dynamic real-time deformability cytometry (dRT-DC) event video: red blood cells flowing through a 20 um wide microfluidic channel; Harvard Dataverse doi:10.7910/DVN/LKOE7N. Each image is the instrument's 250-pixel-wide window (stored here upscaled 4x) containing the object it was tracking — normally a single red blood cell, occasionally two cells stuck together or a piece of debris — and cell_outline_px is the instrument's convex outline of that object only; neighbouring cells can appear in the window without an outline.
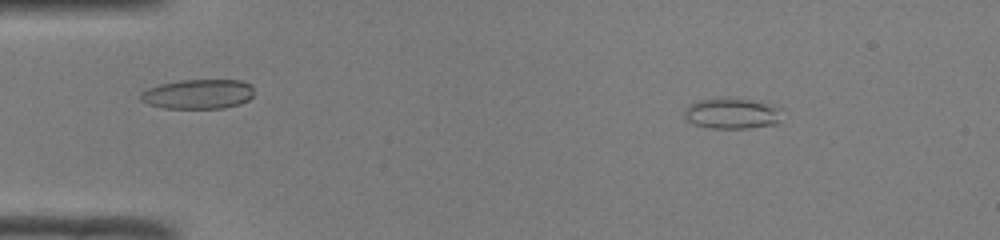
{"species": "common noctule bat (a hibernating species)", "species_latin": "Nyctalus noctula", "temperature_condition": "room temperature", "stored_images_in_passage": 44, "camera_frame_rate_fps": 3000, "um_per_image_px": 0.085, "animal": {"sex": "male", "body_mass_g": 19.0, "forearm_length_mm": 50.8}, "frame": {"image": 1, "passage_image": 2, "time_ms": 0.333, "image_size_px": [1000, 240], "cell_outline_px": [[780, 108], [776, 124], [748, 128], [708, 128], [692, 124], [684, 116], [684, 112], [688, 104], [696, 100], [752, 100]], "centroid_in_image_um": [62.13, 9.68], "position_along_channel_um": 22.9, "area_um2": 16.82}}
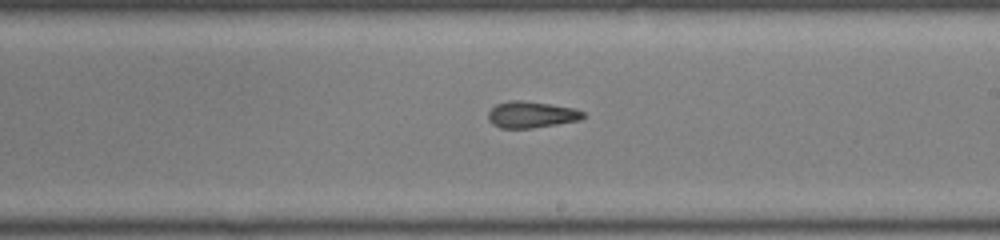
{"frame": {"image": 2, "passage_image": 24, "time_ms": 7.667, "image_size_px": [1000, 240], "cell_outline_px": [[584, 116], [580, 120], [532, 128], [500, 128], [492, 124], [488, 120], [488, 112], [496, 104], [512, 100], [520, 100], [576, 108], [584, 112]], "centroid_in_image_um": [45.15, 9.74], "position_along_channel_um": 243.9, "area_um2": 14.57}}
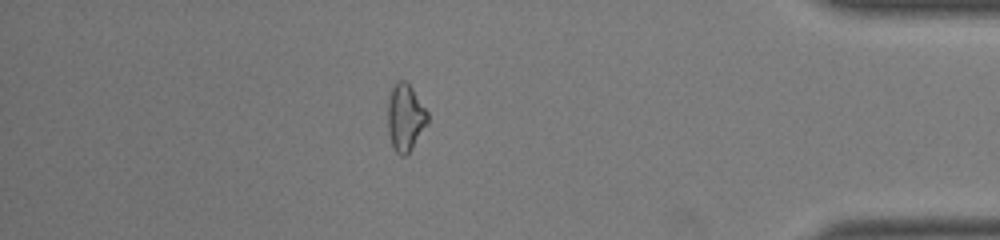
{"frame": {"image": 3, "passage_image": 38, "time_ms": 12.333, "image_size_px": [1000, 240], "cell_outline_px": [[428, 124], [412, 148], [404, 156], [400, 156], [396, 152], [392, 144], [388, 132], [388, 100], [392, 88], [396, 80], [404, 80], [412, 88], [428, 112]], "centroid_in_image_um": [34.46, 9.98], "position_along_channel_um": 400.7, "area_um2": 15.55}, "authors_computed_cell_mechanics": {"area_um2": 15.4904, "velocity_mm_per_s": 4.1303, "shape_relaxation_time_tau1_ms": null, "shape_relaxation_time_tau2_ms": 2.4978, "deformation_change_tau1": null, "deformation_change_tau2": 0.098}}